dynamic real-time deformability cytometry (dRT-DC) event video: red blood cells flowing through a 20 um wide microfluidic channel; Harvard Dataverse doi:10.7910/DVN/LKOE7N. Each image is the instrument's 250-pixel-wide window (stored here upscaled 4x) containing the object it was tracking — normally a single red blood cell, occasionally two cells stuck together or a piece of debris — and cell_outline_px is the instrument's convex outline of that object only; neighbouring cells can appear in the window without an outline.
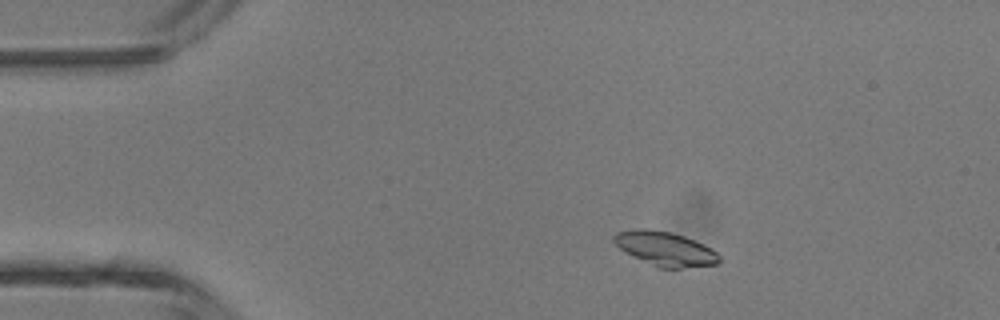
{"species": "common noctule bat (a hibernating species)", "species_latin": "Nyctalus noctula", "temperature_condition": "room temperature", "stored_images_in_passage": 4, "camera_frame_rate_fps": 3000, "um_per_image_px": 0.085, "animal": {"sex": "male", "body_mass_g": 13.3}, "frame": {"image": 1, "passage_image": 2, "time_ms": 1.333, "image_size_px": [1000, 320], "cell_outline_px": [[720, 264], [680, 268], [660, 268], [620, 248], [612, 240], [612, 236], [616, 232], [636, 228], [644, 228], [672, 232], [684, 236], [704, 244], [716, 252], [720, 256]], "centroid_in_image_um": [56.57, 21.12], "position_along_channel_um": 28.4, "area_um2": 20.75}}
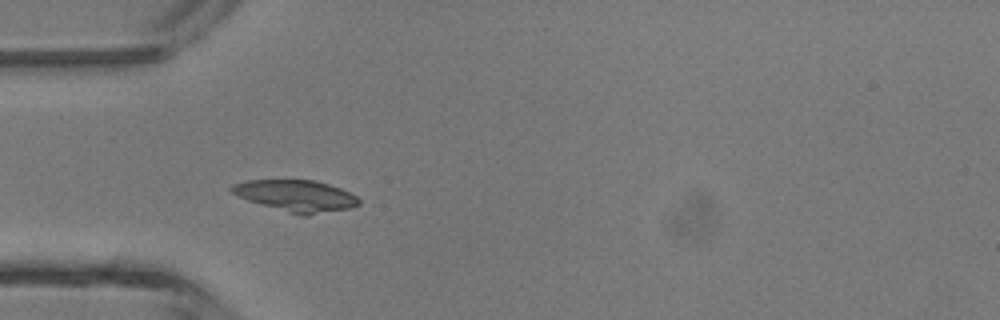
{"frame": {"image": 2, "passage_image": 4, "time_ms": 3.333, "image_size_px": [1000, 320], "cell_outline_px": [[360, 204], [352, 208], [308, 216], [300, 216], [248, 200], [232, 192], [228, 188], [232, 184], [248, 180], [316, 180], [340, 188], [356, 196], [360, 200]], "centroid_in_image_um": [25.2, 16.65], "position_along_channel_um": 59.8, "area_um2": 23.41}}